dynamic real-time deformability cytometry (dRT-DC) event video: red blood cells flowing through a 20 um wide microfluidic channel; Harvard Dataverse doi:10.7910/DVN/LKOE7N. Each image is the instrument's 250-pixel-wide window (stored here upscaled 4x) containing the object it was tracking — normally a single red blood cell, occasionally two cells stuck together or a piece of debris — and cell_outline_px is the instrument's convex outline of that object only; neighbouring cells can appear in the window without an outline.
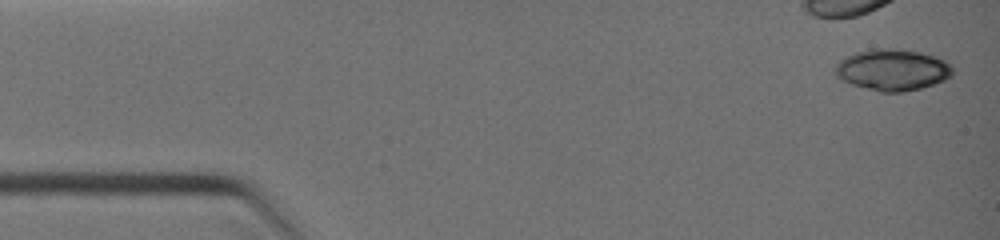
{"species": "common noctule bat (a hibernating species)", "species_latin": "Nyctalus noctula", "temperature_condition": "warm", "stored_images_in_passage": 11, "camera_frame_rate_fps": 3000, "um_per_image_px": 0.085, "animal": {"sex": "female", "body_mass_g": 19.0, "forearm_length_mm": 51.5}, "frame": {"image": 1, "passage_image": 1, "time_ms": 0.0, "image_size_px": [1000, 240], "cell_outline_px": [[952, 76], [944, 80], [920, 88], [904, 92], [880, 92], [852, 84], [840, 80], [836, 76], [836, 64], [840, 60], [856, 52], [868, 48], [892, 48], [920, 52], [944, 60], [952, 68]], "centroid_in_image_um": [75.83, 5.93], "position_along_channel_um": 9.2, "area_um2": 28.15}}
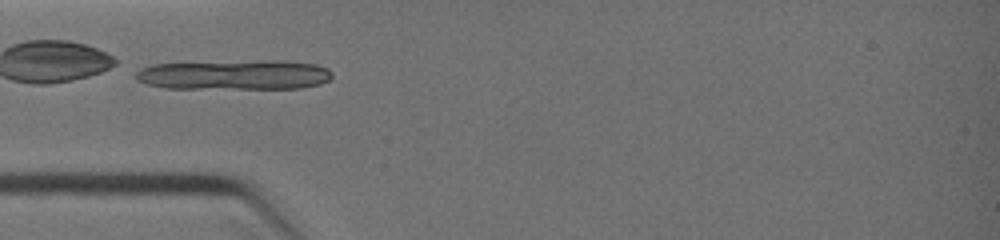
{"frame": {"image": 2, "passage_image": 10, "time_ms": 3.333, "image_size_px": [1000, 240], "cell_outline_px": [[332, 76], [328, 80], [320, 84], [300, 88], [164, 88], [148, 84], [136, 80], [136, 72], [140, 68], [152, 64], [260, 60], [284, 60], [316, 64], [328, 68], [332, 72]], "centroid_in_image_um": [19.95, 6.35], "position_along_channel_um": 65.1, "area_um2": 34.33}}